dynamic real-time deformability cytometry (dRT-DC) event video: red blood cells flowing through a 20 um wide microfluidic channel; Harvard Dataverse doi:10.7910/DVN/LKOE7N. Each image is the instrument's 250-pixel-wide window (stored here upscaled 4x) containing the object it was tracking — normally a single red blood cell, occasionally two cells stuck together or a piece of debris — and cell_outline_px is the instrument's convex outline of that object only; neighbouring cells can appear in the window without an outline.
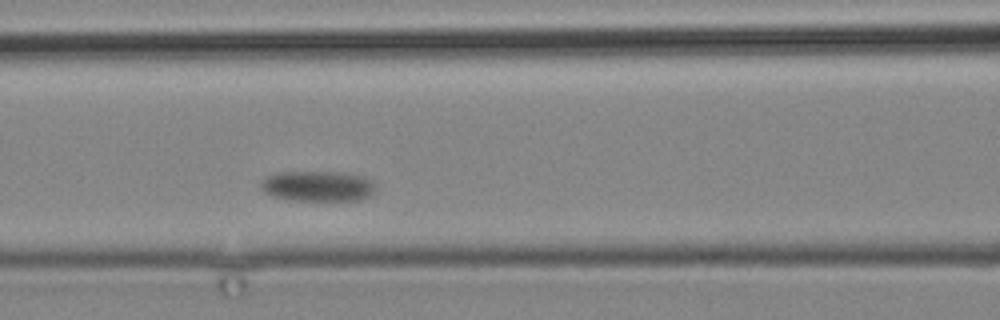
{"species": "common noctule bat (a hibernating species)", "species_latin": "Nyctalus noctula", "temperature_condition": "cold", "stored_images_in_passage": 5, "camera_frame_rate_fps": 3000, "um_per_image_px": 0.085, "animal": {"sex": "male", "body_mass_g": 19.2, "forearm_length_mm": 51.8}, "frame": {"image": 1, "passage_image": 5, "time_ms": 5.667, "image_size_px": [1000, 320], "cell_outline_px": [[376, 188], [368, 196], [356, 200], [292, 200], [272, 196], [264, 192], [260, 188], [260, 184], [268, 176], [276, 172], [344, 172], [364, 176], [372, 180]], "centroid_in_image_um": [27.01, 15.81], "position_along_channel_um": 139.6, "area_um2": 20.35}}